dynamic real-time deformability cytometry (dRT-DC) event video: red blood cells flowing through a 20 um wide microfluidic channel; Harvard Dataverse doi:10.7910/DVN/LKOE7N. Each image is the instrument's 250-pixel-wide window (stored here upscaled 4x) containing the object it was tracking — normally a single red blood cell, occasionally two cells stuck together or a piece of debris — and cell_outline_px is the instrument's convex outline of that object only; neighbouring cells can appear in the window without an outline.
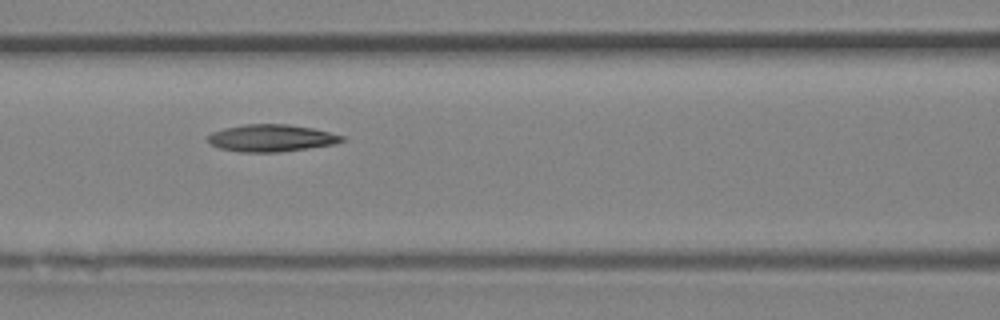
{"species": "Egyptian fruit bat (a non-hibernating species)", "species_latin": "Rousettus aegyptiacus", "temperature_condition": "room temperature", "stored_images_in_passage": 6, "camera_frame_rate_fps": 3000, "um_per_image_px": 0.085, "animal": {"sex": "female"}, "frame": {"image": 1, "passage_image": 5, "time_ms": 1.333, "image_size_px": [1000, 320], "cell_outline_px": [[344, 140], [336, 144], [280, 152], [240, 152], [220, 148], [212, 144], [208, 140], [208, 136], [212, 132], [224, 128], [244, 124], [288, 124], [312, 128], [344, 136]], "centroid_in_image_um": [23.07, 11.73], "position_along_channel_um": 143.5, "area_um2": 21.1}}
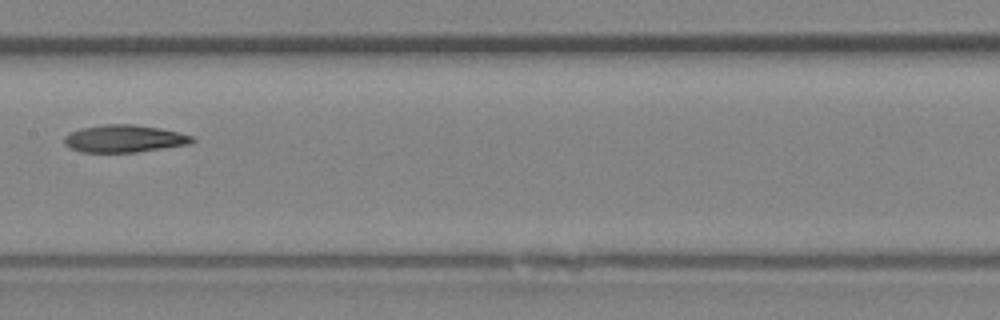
{"frame": {"image": 2, "passage_image": 6, "time_ms": 1.667, "image_size_px": [1000, 320], "cell_outline_px": [[196, 140], [192, 144], [136, 152], [80, 152], [68, 148], [64, 144], [64, 136], [80, 128], [104, 124], [132, 124], [160, 128], [180, 132], [196, 136]], "centroid_in_image_um": [10.6, 11.78], "position_along_channel_um": 196.8, "area_um2": 20.75}}